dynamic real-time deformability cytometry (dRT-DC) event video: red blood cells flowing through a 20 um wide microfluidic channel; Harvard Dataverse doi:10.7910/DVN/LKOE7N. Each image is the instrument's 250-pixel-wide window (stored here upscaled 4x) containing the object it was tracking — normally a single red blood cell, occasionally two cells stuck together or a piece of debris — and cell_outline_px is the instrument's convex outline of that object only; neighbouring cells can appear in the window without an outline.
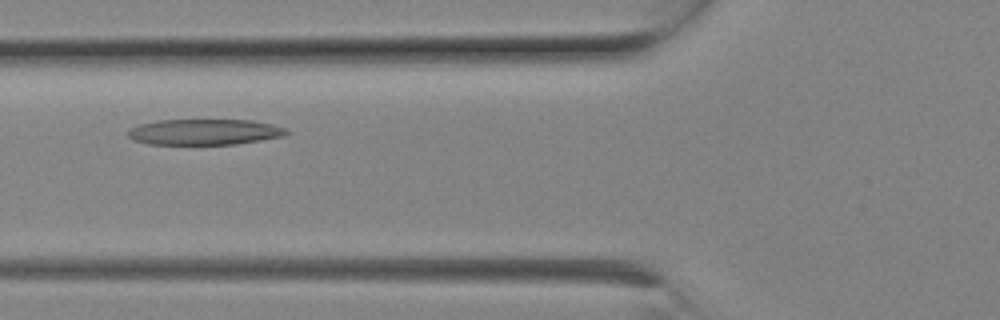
{"species": "Egyptian fruit bat (a non-hibernating species)", "species_latin": "Rousettus aegyptiacus", "temperature_condition": "room temperature", "stored_images_in_passage": 7, "camera_frame_rate_fps": 3000, "um_per_image_px": 0.085, "animal": {"sex": "female"}, "frame": {"image": 1, "passage_image": 5, "time_ms": 1.333, "image_size_px": [1000, 320], "cell_outline_px": [[292, 132], [284, 136], [236, 144], [148, 144], [132, 140], [128, 136], [128, 128], [140, 124], [160, 120], [252, 120], [272, 124], [284, 128]], "centroid_in_image_um": [17.37, 11.21], "position_along_channel_um": 108.4, "area_um2": 23.87}}
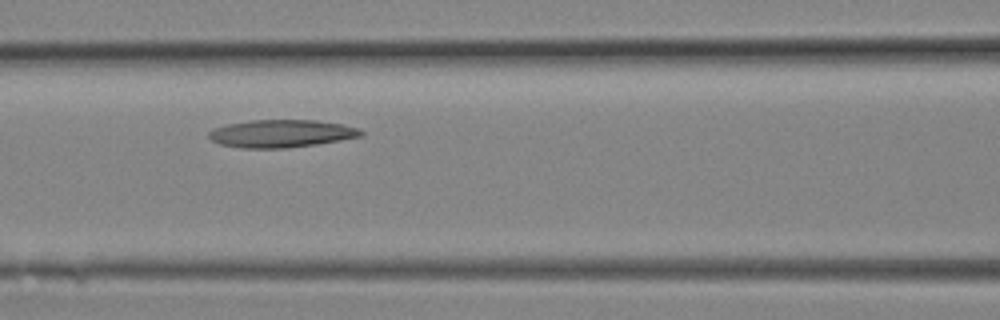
{"frame": {"image": 2, "passage_image": 6, "time_ms": 1.667, "image_size_px": [1000, 320], "cell_outline_px": [[364, 136], [316, 144], [288, 148], [240, 148], [220, 144], [212, 140], [208, 136], [208, 132], [216, 128], [228, 124], [252, 120], [316, 120], [340, 124], [356, 128], [364, 132]], "centroid_in_image_um": [23.91, 11.36], "position_along_channel_um": 142.7, "area_um2": 24.39}}
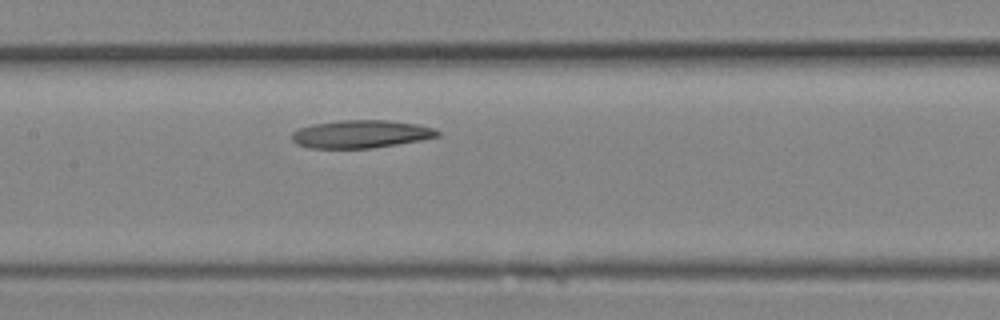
{"frame": {"image": 3, "passage_image": 7, "time_ms": 2.0, "image_size_px": [1000, 320], "cell_outline_px": [[440, 136], [420, 140], [372, 148], [308, 148], [296, 144], [292, 140], [292, 132], [300, 128], [312, 124], [340, 120], [388, 120], [420, 124], [432, 128], [440, 132]], "centroid_in_image_um": [30.66, 11.39], "position_along_channel_um": 176.7, "area_um2": 23.7}}